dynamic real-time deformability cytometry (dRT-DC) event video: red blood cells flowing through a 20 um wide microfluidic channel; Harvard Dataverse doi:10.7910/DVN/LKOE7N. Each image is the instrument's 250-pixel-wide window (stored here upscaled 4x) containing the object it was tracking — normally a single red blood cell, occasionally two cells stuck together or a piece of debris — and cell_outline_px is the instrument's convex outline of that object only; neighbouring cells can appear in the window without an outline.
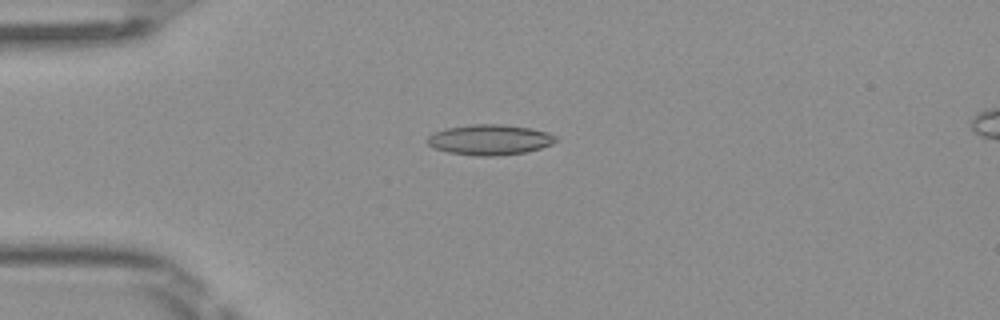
{"species": "Egyptian fruit bat (a non-hibernating species)", "species_latin": "Rousettus aegyptiacus", "temperature_condition": "room temperature", "stored_images_in_passage": 5, "camera_frame_rate_fps": 3000, "um_per_image_px": 0.085, "frame": {"image": 1, "passage_image": 4, "time_ms": 1.0, "image_size_px": [1000, 320], "cell_outline_px": [[556, 140], [552, 144], [528, 152], [496, 156], [472, 156], [448, 152], [432, 148], [424, 140], [428, 136], [444, 128], [472, 124], [500, 124], [532, 128], [548, 132], [556, 136]], "centroid_in_image_um": [41.6, 11.88], "position_along_channel_um": 43.4, "area_um2": 23.06}}
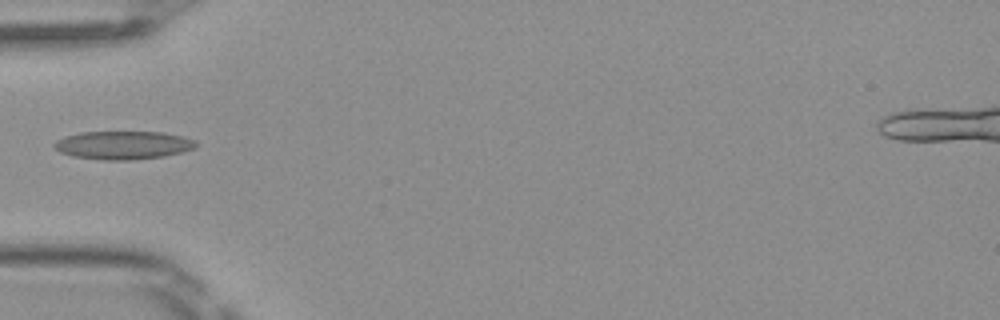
{"frame": {"image": 2, "passage_image": 5, "time_ms": 1.333, "image_size_px": [1000, 320], "cell_outline_px": [[196, 148], [164, 156], [128, 160], [104, 160], [72, 156], [60, 152], [52, 144], [56, 140], [64, 136], [80, 132], [164, 132], [196, 140]], "centroid_in_image_um": [10.44, 12.33], "position_along_channel_um": 74.6, "area_um2": 23.29}}